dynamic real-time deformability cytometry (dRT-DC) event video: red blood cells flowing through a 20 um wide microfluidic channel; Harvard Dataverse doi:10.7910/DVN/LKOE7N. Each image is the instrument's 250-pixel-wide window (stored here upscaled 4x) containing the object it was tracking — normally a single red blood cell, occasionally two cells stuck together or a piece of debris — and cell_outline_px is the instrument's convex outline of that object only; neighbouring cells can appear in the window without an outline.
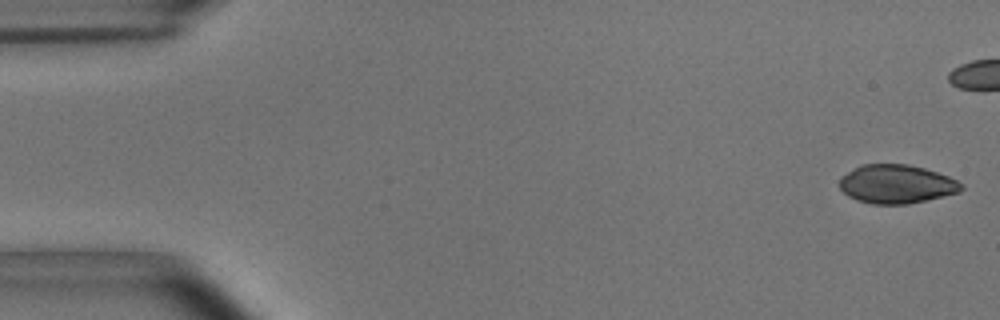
{"species": "common noctule bat (a hibernating species)", "species_latin": "Nyctalus noctula", "temperature_condition": "room temperature", "stored_images_in_passage": 44, "camera_frame_rate_fps": 3000, "um_per_image_px": 0.085, "animal": {"sex": "male", "body_mass_g": 15.6}, "frame": {"image": 1, "passage_image": 1, "time_ms": 0.0, "image_size_px": [1000, 320], "cell_outline_px": [[964, 188], [960, 192], [908, 204], [872, 204], [856, 200], [848, 196], [840, 188], [840, 176], [864, 164], [908, 164], [924, 168], [948, 176], [964, 184]], "centroid_in_image_um": [76.21, 15.65], "position_along_channel_um": 8.8, "area_um2": 27.4}}